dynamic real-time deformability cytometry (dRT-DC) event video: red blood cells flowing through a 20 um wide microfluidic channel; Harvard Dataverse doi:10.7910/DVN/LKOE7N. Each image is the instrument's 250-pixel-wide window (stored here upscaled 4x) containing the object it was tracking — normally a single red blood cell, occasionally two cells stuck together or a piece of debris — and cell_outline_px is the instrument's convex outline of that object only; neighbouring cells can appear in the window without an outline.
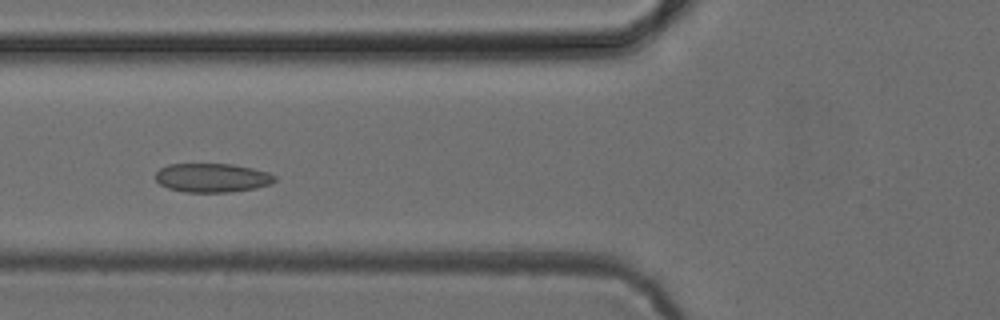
{"species": "common noctule bat (a hibernating species)", "species_latin": "Nyctalus noctula", "temperature_condition": "cold", "stored_images_in_passage": 7, "camera_frame_rate_fps": 3000, "um_per_image_px": 0.085, "animal": {"sex": "female", "body_mass_g": 24.6, "forearm_length_mm": 56.2}, "frame": {"image": 1, "passage_image": 5, "time_ms": 4.667, "image_size_px": [1000, 320], "cell_outline_px": [[276, 180], [272, 184], [256, 188], [232, 192], [184, 192], [168, 188], [160, 184], [156, 180], [156, 172], [160, 168], [168, 164], [232, 164], [252, 168], [268, 172], [276, 176]], "centroid_in_image_um": [18.05, 15.11], "position_along_channel_um": 107.7, "area_um2": 20.23}}
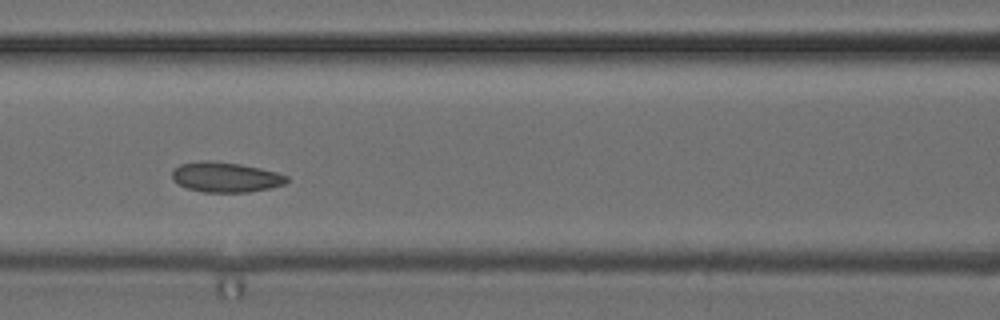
{"frame": {"image": 2, "passage_image": 6, "time_ms": 5.667, "image_size_px": [1000, 320], "cell_outline_px": [[288, 180], [284, 184], [268, 188], [248, 192], [204, 192], [188, 188], [172, 180], [172, 172], [180, 164], [200, 160], [208, 160], [240, 164], [260, 168], [276, 172], [288, 176]], "centroid_in_image_um": [19.17, 15.05], "position_along_channel_um": 147.4, "area_um2": 19.94}}
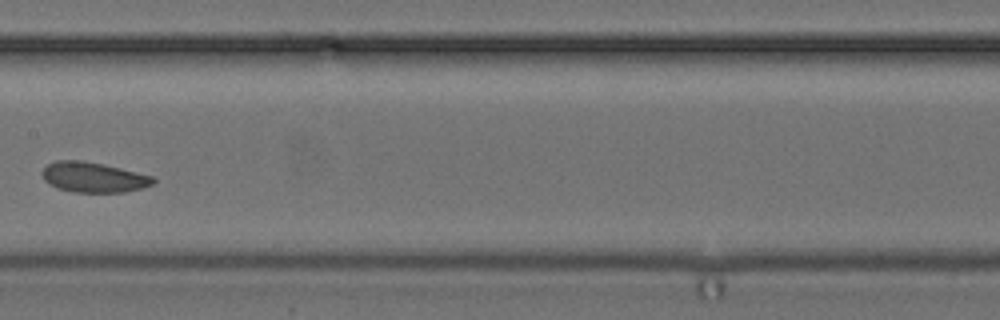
{"frame": {"image": 3, "passage_image": 7, "time_ms": 7.0, "image_size_px": [1000, 320], "cell_outline_px": [[156, 180], [152, 184], [140, 188], [124, 192], [76, 192], [56, 188], [48, 184], [44, 180], [40, 172], [48, 164], [56, 160], [84, 160], [104, 164], [152, 176]], "centroid_in_image_um": [7.89, 15.06], "position_along_channel_um": 199.5, "area_um2": 19.54}}